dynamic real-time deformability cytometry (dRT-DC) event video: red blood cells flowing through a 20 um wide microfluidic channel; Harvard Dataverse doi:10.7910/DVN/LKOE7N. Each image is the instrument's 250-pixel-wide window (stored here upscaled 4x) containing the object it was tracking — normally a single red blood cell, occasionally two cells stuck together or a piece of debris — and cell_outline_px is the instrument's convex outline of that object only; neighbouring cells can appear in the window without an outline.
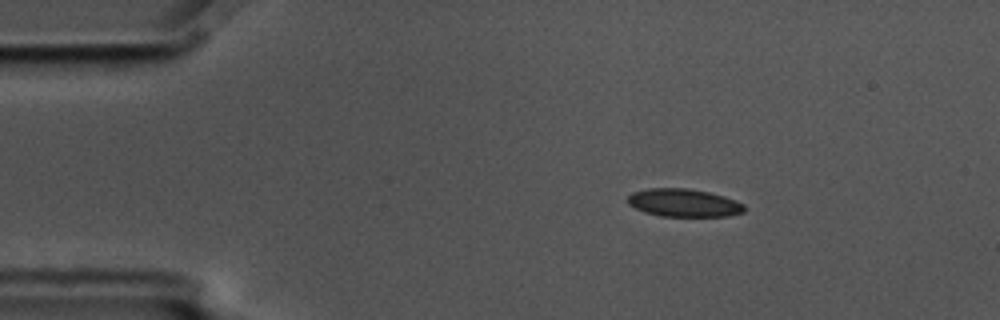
{"species": "common noctule bat (a hibernating species)", "species_latin": "Nyctalus noctula", "temperature_condition": "cold", "stored_images_in_passage": 2, "camera_frame_rate_fps": 3000, "um_per_image_px": 0.085, "animal": {"sex": "male", "body_mass_g": 17.5, "forearm_length_mm": 52.3}, "frame": {"image": 1, "passage_image": 1, "time_ms": 0.0, "image_size_px": [1000, 320], "cell_outline_px": [[744, 212], [728, 216], [660, 216], [644, 212], [628, 204], [628, 196], [632, 192], [648, 188], [688, 188], [708, 192], [724, 196], [744, 204]], "centroid_in_image_um": [58.1, 17.24], "position_along_channel_um": 26.9, "area_um2": 18.96}}